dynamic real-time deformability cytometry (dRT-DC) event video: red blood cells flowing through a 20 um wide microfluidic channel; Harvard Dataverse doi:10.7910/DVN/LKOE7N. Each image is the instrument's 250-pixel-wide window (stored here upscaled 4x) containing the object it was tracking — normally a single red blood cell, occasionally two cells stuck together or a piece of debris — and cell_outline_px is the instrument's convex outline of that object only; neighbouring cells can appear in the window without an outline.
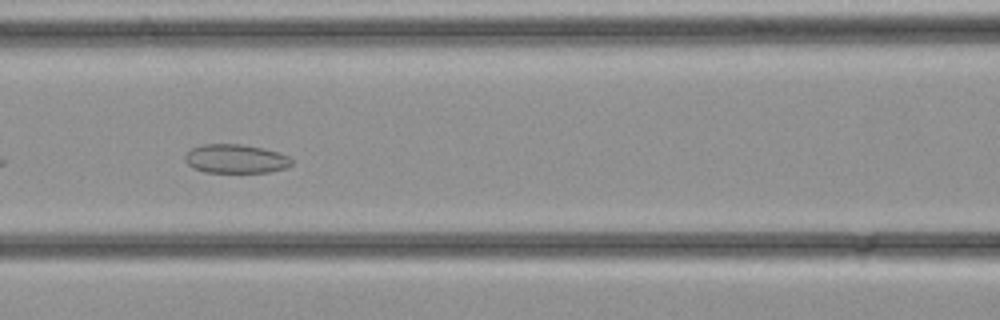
{"species": "common noctule bat (a hibernating species)", "species_latin": "Nyctalus noctula", "temperature_condition": "cold", "stored_images_in_passage": 29, "camera_frame_rate_fps": 3000, "um_per_image_px": 0.085, "animal": {"sex": "female", "body_mass_g": 21.9}, "frame": {"image": 1, "passage_image": 13, "time_ms": 4.0, "image_size_px": [1000, 320], "cell_outline_px": [[292, 164], [288, 168], [268, 172], [204, 172], [192, 168], [184, 160], [184, 156], [192, 148], [200, 144], [240, 144], [264, 148], [288, 156], [292, 160]], "centroid_in_image_um": [20.02, 13.5], "position_along_channel_um": 146.6, "area_um2": 18.03}}
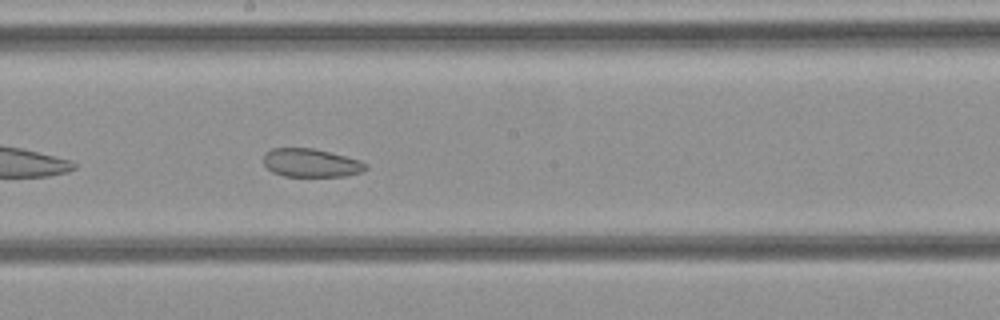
{"frame": {"image": 2, "passage_image": 17, "time_ms": 5.333, "image_size_px": [1000, 320], "cell_outline_px": [[368, 168], [360, 172], [348, 176], [284, 176], [272, 172], [264, 164], [264, 152], [272, 148], [312, 148], [360, 160], [368, 164]], "centroid_in_image_um": [26.43, 13.85], "position_along_channel_um": 221.8, "area_um2": 16.88}}